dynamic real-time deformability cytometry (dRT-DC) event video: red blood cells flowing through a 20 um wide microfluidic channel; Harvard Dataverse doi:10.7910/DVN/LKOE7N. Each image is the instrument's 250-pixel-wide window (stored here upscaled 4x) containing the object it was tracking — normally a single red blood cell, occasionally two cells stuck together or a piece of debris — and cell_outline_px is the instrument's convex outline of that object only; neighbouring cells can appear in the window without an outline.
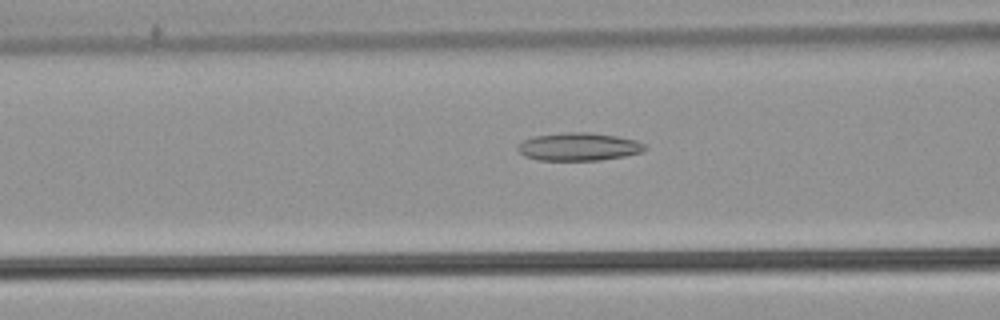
{"species": "common noctule bat (a hibernating species)", "species_latin": "Nyctalus noctula", "temperature_condition": "warm", "stored_images_in_passage": 37, "camera_frame_rate_fps": 3000, "um_per_image_px": 0.085, "animal": {"sex": "male", "body_mass_g": 21.5, "forearm_length_mm": 52.0}, "frame": {"image": 1, "passage_image": 5, "time_ms": 1.333, "image_size_px": [1000, 320], "cell_outline_px": [[648, 148], [640, 152], [624, 156], [600, 160], [536, 160], [524, 156], [516, 148], [524, 140], [532, 136], [564, 132], [588, 132], [616, 136], [636, 140], [644, 144]], "centroid_in_image_um": [49.17, 12.47], "position_along_channel_um": 117.4, "area_um2": 20.69}}
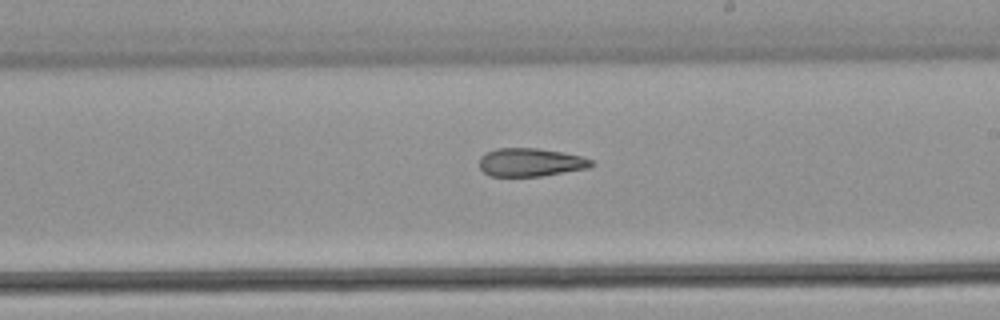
{"frame": {"image": 2, "passage_image": 15, "time_ms": 4.667, "image_size_px": [1000, 320], "cell_outline_px": [[596, 164], [588, 168], [540, 176], [488, 176], [480, 168], [480, 156], [484, 152], [496, 148], [536, 148], [560, 152], [580, 156], [592, 160]], "centroid_in_image_um": [45.06, 13.79], "position_along_channel_um": 243.9, "area_um2": 18.44}}
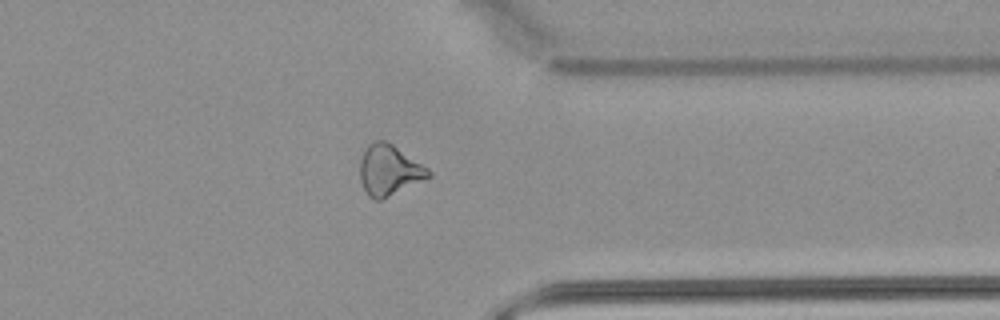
{"frame": {"image": 3, "passage_image": 26, "time_ms": 8.333, "image_size_px": [1000, 320], "cell_outline_px": [[432, 176], [380, 200], [376, 200], [368, 196], [360, 180], [360, 160], [364, 148], [368, 144], [376, 140], [384, 140], [392, 144], [428, 168], [432, 172]], "centroid_in_image_um": [33.06, 14.45], "position_along_channel_um": 378.3, "area_um2": 20.06}, "authors_computed_cell_mechanics": {"area_um2": 19.8254, "velocity_mm_per_s": 3.8025, "shape_relaxation_time_tau1_ms": null, "shape_relaxation_time_tau2_ms": 6.8687, "deformation_change_tau1": null, "deformation_change_tau2": 0.1866}}